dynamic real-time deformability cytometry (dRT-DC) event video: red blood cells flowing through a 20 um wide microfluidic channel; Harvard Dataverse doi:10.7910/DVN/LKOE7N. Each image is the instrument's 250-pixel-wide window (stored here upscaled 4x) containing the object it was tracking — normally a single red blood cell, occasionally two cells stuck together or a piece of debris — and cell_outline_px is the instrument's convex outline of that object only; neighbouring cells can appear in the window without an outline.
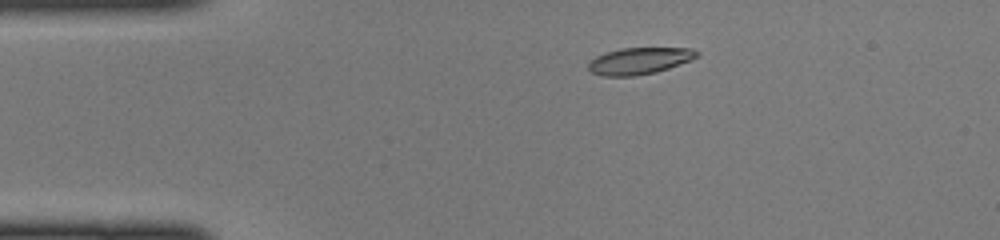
{"species": "common noctule bat (a hibernating species)", "species_latin": "Nyctalus noctula", "temperature_condition": "cold", "stored_images_in_passage": 7, "camera_frame_rate_fps": 3000, "um_per_image_px": 0.085, "animal": {"sex": "female", "body_mass_g": 22.0, "forearm_length_mm": 56.7}, "frame": {"image": 1, "passage_image": 1, "time_ms": 0.0, "image_size_px": [1000, 240], "cell_outline_px": [[700, 56], [692, 60], [656, 72], [636, 76], [600, 76], [592, 72], [588, 68], [588, 64], [596, 56], [620, 48], [692, 48], [700, 52]], "centroid_in_image_um": [54.39, 5.17], "position_along_channel_um": 30.6, "area_um2": 16.94}}